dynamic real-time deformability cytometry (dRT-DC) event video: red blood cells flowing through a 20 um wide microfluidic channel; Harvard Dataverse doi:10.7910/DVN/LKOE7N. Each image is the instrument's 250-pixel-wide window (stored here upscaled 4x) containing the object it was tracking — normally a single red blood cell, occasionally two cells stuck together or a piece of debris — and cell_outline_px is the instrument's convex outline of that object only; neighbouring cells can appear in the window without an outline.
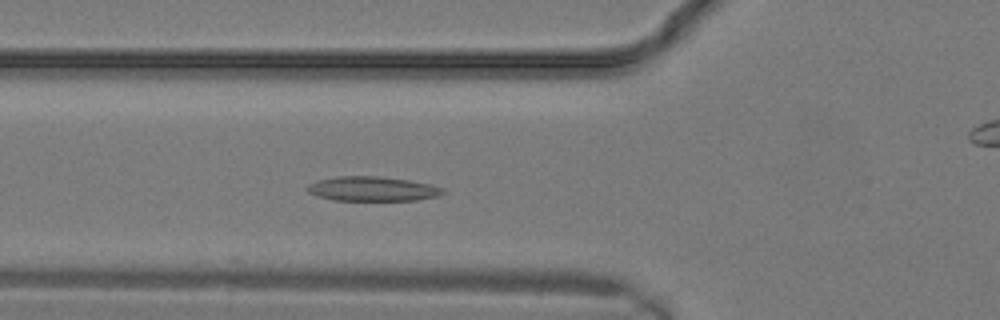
{"species": "common noctule bat (a hibernating species)", "species_latin": "Nyctalus noctula", "temperature_condition": "warm", "stored_images_in_passage": 10, "camera_frame_rate_fps": 3000, "um_per_image_px": 0.085, "animal": {"sex": "male", "body_mass_g": 19.2, "forearm_length_mm": 51.8}, "frame": {"image": 1, "passage_image": 9, "time_ms": 2.667, "image_size_px": [1000, 320], "cell_outline_px": [[444, 192], [436, 196], [416, 200], [332, 200], [308, 192], [304, 188], [308, 184], [320, 180], [340, 176], [380, 176], [408, 180], [428, 184], [444, 188]], "centroid_in_image_um": [31.63, 16.05], "position_along_channel_um": 94.2, "area_um2": 19.13}}